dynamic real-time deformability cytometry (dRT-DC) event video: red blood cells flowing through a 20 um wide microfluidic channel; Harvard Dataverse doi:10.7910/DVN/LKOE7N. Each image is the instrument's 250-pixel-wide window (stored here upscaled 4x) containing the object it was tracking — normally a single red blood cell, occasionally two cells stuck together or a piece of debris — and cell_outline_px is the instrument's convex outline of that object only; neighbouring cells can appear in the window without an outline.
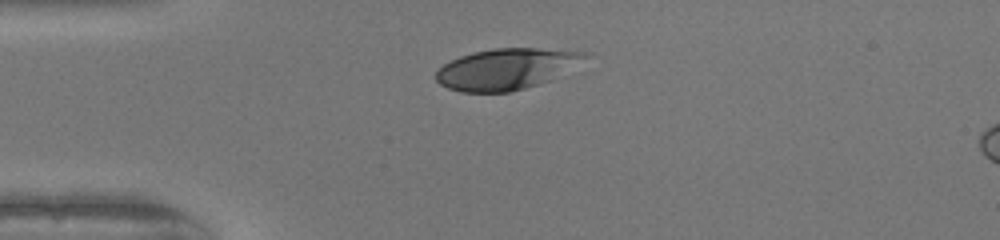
{"species": "human", "species_latin": "Homo sapiens", "temperature_condition": "warm", "stored_images_in_passage": 31, "camera_frame_rate_fps": 3000, "um_per_image_px": 0.085, "donor": {"sex": "female"}, "frame": {"image": 1, "passage_image": 1, "time_ms": 0.0, "image_size_px": [1000, 240], "cell_outline_px": [[588, 56], [552, 80], [512, 92], [460, 92], [448, 88], [440, 84], [436, 80], [436, 72], [444, 64], [460, 56], [472, 52], [496, 48], [536, 48], [588, 52]], "centroid_in_image_um": [43.01, 5.87], "position_along_channel_um": 42.0, "area_um2": 35.37}}
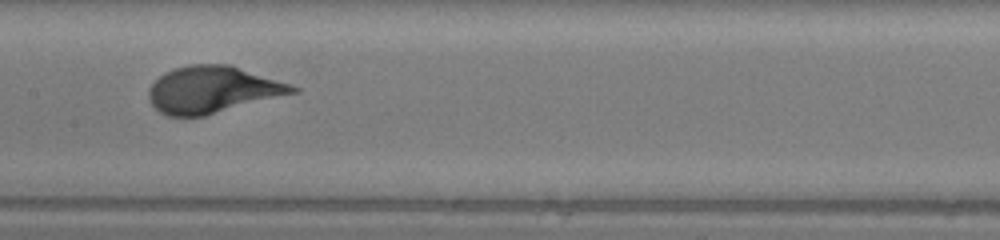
{"frame": {"image": 2, "passage_image": 14, "time_ms": 4.333, "image_size_px": [1000, 240], "cell_outline_px": [[300, 92], [204, 116], [168, 116], [160, 112], [148, 100], [148, 88], [164, 72], [176, 68], [192, 64], [228, 64], [292, 84], [300, 88]], "centroid_in_image_um": [18.09, 7.62], "position_along_channel_um": 189.3, "area_um2": 39.3}}
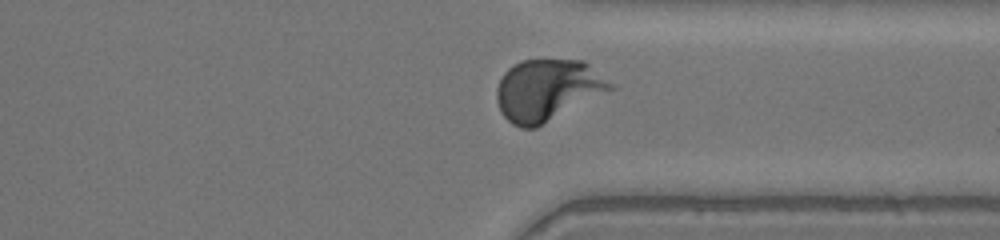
{"frame": {"image": 3, "passage_image": 27, "time_ms": 8.667, "image_size_px": [1000, 240], "cell_outline_px": [[616, 88], [536, 128], [520, 128], [512, 124], [500, 112], [496, 100], [496, 88], [504, 72], [512, 64], [520, 60], [584, 60], [616, 84]], "centroid_in_image_um": [46.55, 7.65], "position_along_channel_um": 364.8, "area_um2": 41.27}}